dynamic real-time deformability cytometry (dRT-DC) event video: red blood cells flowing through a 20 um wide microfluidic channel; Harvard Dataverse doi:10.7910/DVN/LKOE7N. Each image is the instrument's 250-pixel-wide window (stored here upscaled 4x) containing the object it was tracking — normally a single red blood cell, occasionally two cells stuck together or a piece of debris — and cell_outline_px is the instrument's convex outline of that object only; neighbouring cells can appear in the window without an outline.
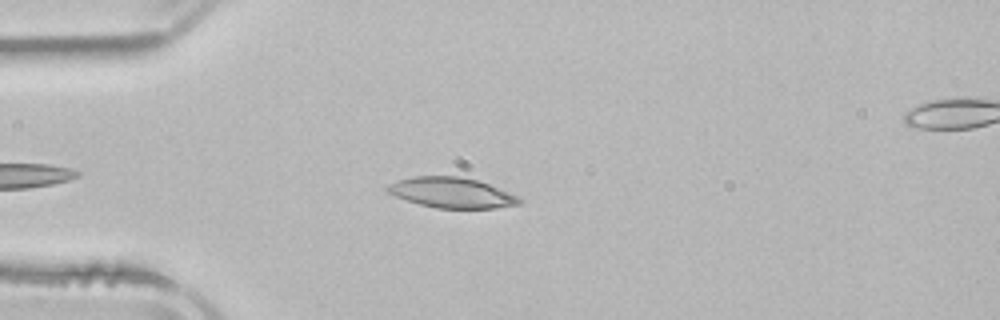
{"species": "common noctule bat (a hibernating species)", "species_latin": "Nyctalus noctula", "temperature_condition": "room temperature", "stored_images_in_passage": 4, "camera_frame_rate_fps": 3000, "um_per_image_px": 0.085, "animal": {"sex": "male", "body_mass_g": 21.5, "forearm_length_mm": 52.0}, "frame": {"image": 1, "passage_image": 3, "time_ms": 3.0, "image_size_px": [1000, 320], "cell_outline_px": [[520, 204], [496, 208], [436, 208], [420, 204], [396, 196], [388, 192], [384, 188], [388, 184], [396, 180], [412, 176], [456, 176], [476, 180], [488, 184], [508, 192], [516, 196], [520, 200]], "centroid_in_image_um": [38.33, 16.37], "position_along_channel_um": 46.7, "area_um2": 23.06}}